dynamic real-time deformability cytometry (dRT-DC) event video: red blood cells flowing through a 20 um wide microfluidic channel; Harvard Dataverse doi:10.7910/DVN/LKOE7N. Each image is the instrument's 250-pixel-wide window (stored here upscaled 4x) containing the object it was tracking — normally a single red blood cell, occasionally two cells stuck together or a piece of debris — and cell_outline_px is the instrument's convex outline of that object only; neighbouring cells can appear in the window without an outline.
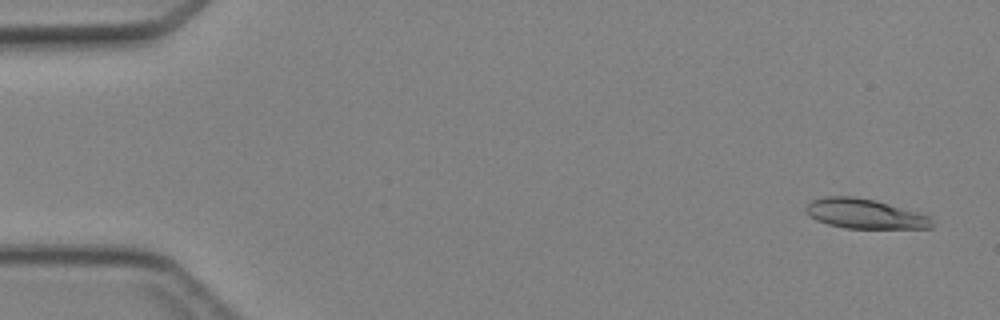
{"species": "Egyptian fruit bat (a non-hibernating species)", "species_latin": "Rousettus aegyptiacus", "temperature_condition": "cold", "stored_images_in_passage": 44, "camera_frame_rate_fps": 3000, "um_per_image_px": 0.085, "animal": {"sex": "female"}, "frame": {"image": 1, "passage_image": 2, "time_ms": 0.333, "image_size_px": [1000, 320], "cell_outline_px": [[932, 228], [844, 228], [828, 224], [816, 220], [804, 208], [812, 200], [824, 196], [852, 196], [876, 200], [932, 216]], "centroid_in_image_um": [73.53, 18.16], "position_along_channel_um": 11.5, "area_um2": 21.79}}
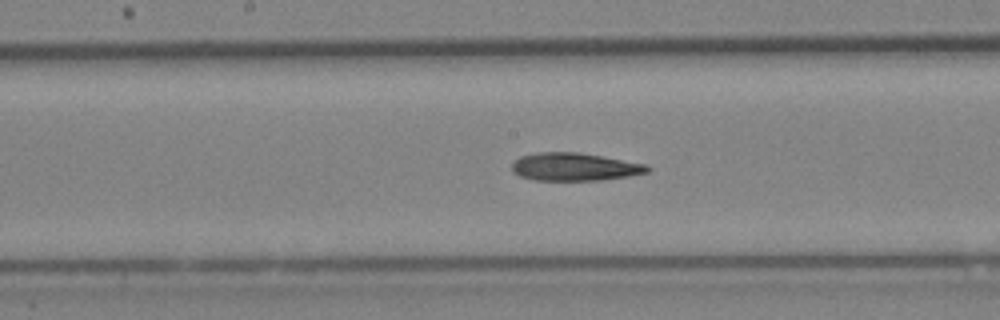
{"frame": {"image": 2, "passage_image": 23, "time_ms": 7.333, "image_size_px": [1000, 320], "cell_outline_px": [[652, 168], [648, 172], [628, 176], [600, 180], [536, 180], [520, 176], [512, 172], [512, 164], [520, 156], [536, 152], [576, 152], [600, 156], [644, 164]], "centroid_in_image_um": [48.8, 14.18], "position_along_channel_um": 199.4, "area_um2": 21.79}}
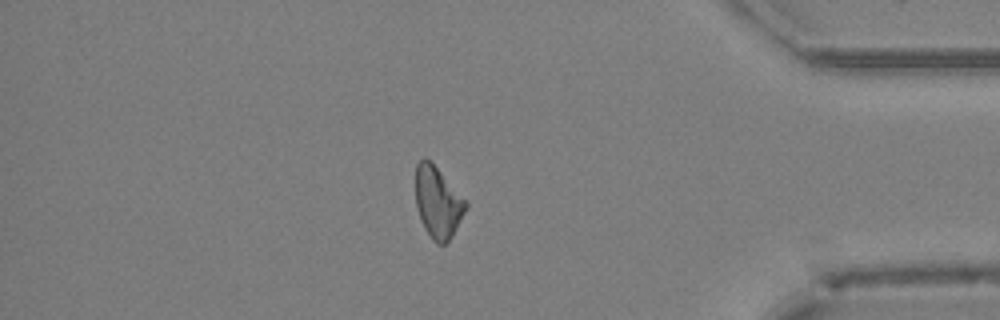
{"frame": {"image": 3, "passage_image": 38, "time_ms": 12.333, "image_size_px": [1000, 320], "cell_outline_px": [[468, 208], [452, 236], [444, 244], [436, 244], [432, 240], [424, 228], [416, 208], [416, 164], [424, 156], [436, 168], [468, 204]], "centroid_in_image_um": [37.2, 17.25], "position_along_channel_um": 398.0, "area_um2": 20.46}}